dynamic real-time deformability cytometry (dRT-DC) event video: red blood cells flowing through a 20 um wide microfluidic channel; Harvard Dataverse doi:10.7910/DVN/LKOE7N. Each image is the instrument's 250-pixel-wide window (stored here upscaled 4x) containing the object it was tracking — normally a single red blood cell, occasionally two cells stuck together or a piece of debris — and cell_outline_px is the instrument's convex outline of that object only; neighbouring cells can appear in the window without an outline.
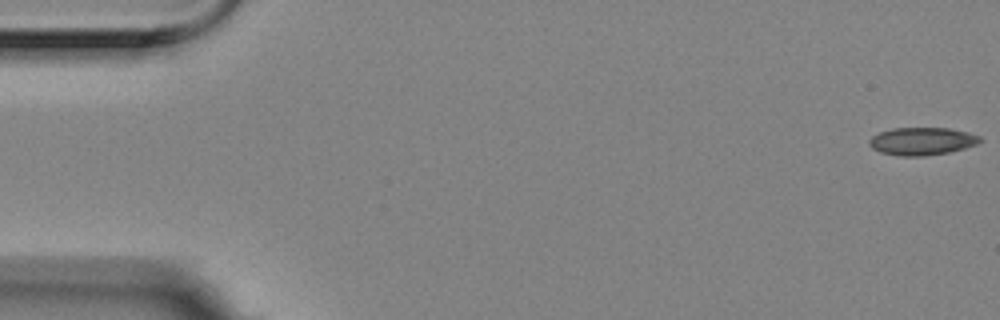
{"species": "Egyptian fruit bat (a non-hibernating species)", "species_latin": "Rousettus aegyptiacus", "temperature_condition": "room temperature", "stored_images_in_passage": 5, "camera_frame_rate_fps": 3000, "um_per_image_px": 0.085, "animal": {"sex": "female"}, "frame": {"image": 1, "passage_image": 1, "time_ms": 0.0, "image_size_px": [1000, 320], "cell_outline_px": [[984, 140], [976, 144], [964, 148], [948, 152], [924, 156], [900, 156], [880, 152], [872, 148], [868, 144], [868, 140], [872, 136], [880, 132], [892, 128], [948, 128], [968, 132], [980, 136]], "centroid_in_image_um": [78.36, 12.0], "position_along_channel_um": 6.6, "area_um2": 17.92}}
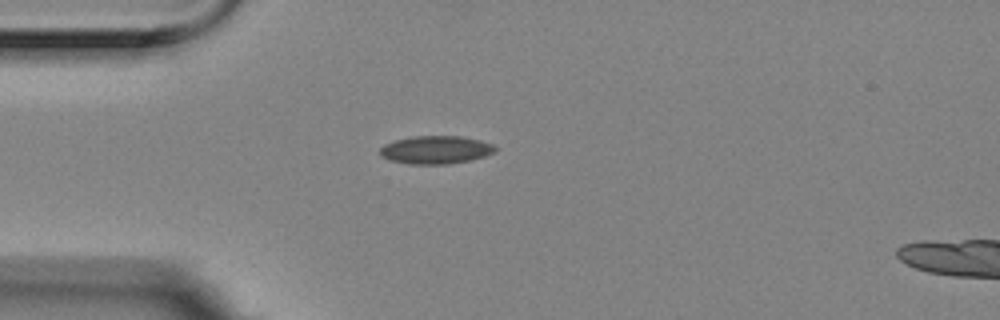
{"frame": {"image": 2, "passage_image": 5, "time_ms": 1.333, "image_size_px": [1000, 320], "cell_outline_px": [[496, 152], [472, 160], [448, 164], [408, 164], [388, 160], [380, 156], [380, 148], [384, 144], [396, 140], [416, 136], [460, 136], [480, 140], [492, 144], [496, 148]], "centroid_in_image_um": [37.03, 12.74], "position_along_channel_um": 48.0, "area_um2": 18.9}}